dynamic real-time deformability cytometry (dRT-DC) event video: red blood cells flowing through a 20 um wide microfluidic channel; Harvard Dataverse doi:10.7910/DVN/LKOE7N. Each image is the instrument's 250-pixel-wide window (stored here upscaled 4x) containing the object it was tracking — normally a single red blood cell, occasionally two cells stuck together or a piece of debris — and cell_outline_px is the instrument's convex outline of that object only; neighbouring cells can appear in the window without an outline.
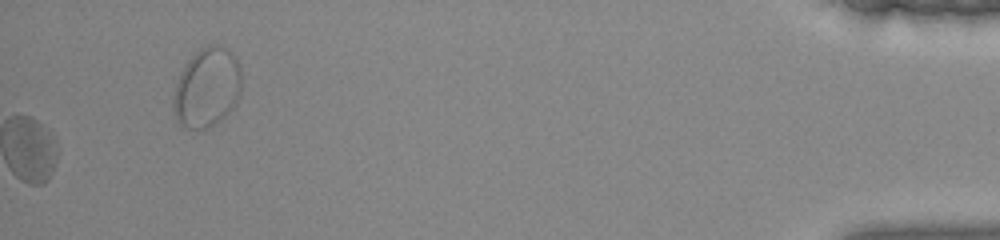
{"species": "common noctule bat (a hibernating species)", "species_latin": "Nyctalus noctula", "temperature_condition": "warm", "stored_images_in_passage": 29, "camera_frame_rate_fps": 3000, "um_per_image_px": 0.085, "animal": {"sex": "female", "body_mass_g": 22.0, "forearm_length_mm": 56.7}, "frame": {"image": 1, "passage_image": 29, "time_ms": 9.333, "image_size_px": [1000, 240], "cell_outline_px": [[240, 96], [236, 104], [220, 120], [196, 132], [184, 128], [176, 120], [172, 104], [172, 100], [176, 84], [180, 72], [192, 56], [200, 48], [208, 44], [216, 44], [224, 48], [240, 64]], "centroid_in_image_um": [17.56, 7.48], "position_along_channel_um": 417.6, "area_um2": 31.56}}